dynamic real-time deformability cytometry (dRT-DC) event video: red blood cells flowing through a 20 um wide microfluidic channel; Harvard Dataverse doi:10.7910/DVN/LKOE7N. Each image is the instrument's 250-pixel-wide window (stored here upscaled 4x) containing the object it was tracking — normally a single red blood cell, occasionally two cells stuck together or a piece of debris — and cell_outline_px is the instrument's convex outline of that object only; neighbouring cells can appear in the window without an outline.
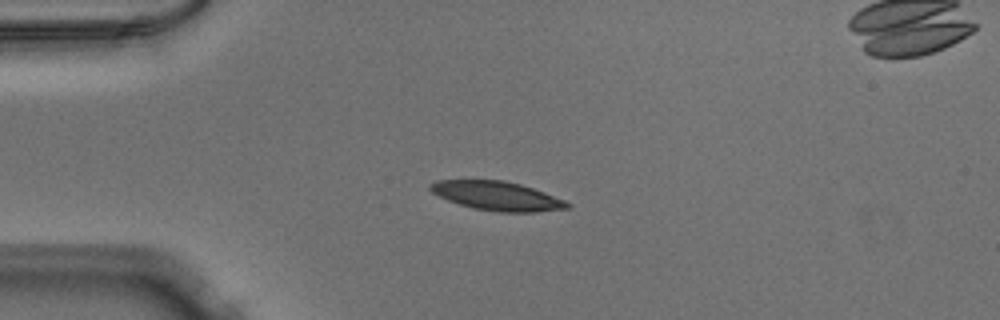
{"species": "Egyptian fruit bat (a non-hibernating species)", "species_latin": "Rousettus aegyptiacus", "temperature_condition": "warm", "stored_images_in_passage": 41, "camera_frame_rate_fps": 3000, "um_per_image_px": 0.085, "animal": {"sex": "male"}, "frame": {"image": 1, "passage_image": 1, "time_ms": 0.0, "image_size_px": [1000, 320], "cell_outline_px": [[572, 204], [568, 208], [536, 212], [500, 212], [472, 208], [448, 200], [432, 192], [428, 188], [428, 184], [436, 180], [504, 180], [520, 184], [544, 192], [564, 200]], "centroid_in_image_um": [42.23, 16.65], "position_along_channel_um": 42.8, "area_um2": 23.06}}
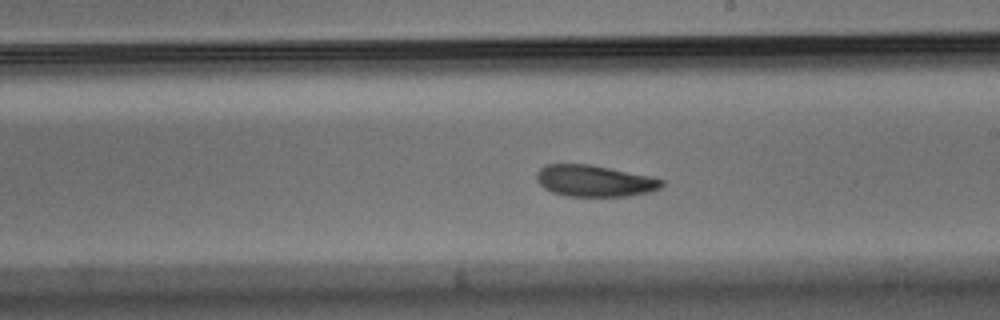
{"frame": {"image": 2, "passage_image": 18, "time_ms": 5.667, "image_size_px": [1000, 320], "cell_outline_px": [[664, 184], [660, 188], [652, 192], [628, 196], [564, 196], [552, 192], [544, 188], [536, 180], [536, 172], [544, 164], [592, 164], [652, 176], [664, 180]], "centroid_in_image_um": [50.55, 15.37], "position_along_channel_um": 238.5, "area_um2": 23.35}}
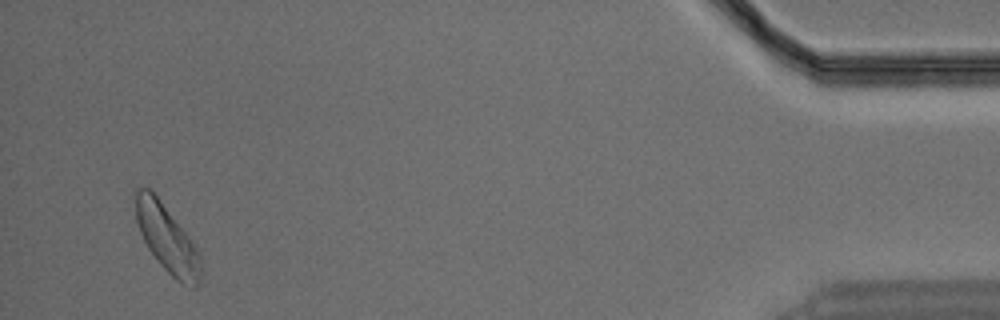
{"frame": {"image": 3, "passage_image": 38, "time_ms": 12.333, "image_size_px": [1000, 320], "cell_outline_px": [[200, 280], [196, 288], [192, 288], [180, 284], [160, 264], [148, 248], [140, 232], [136, 220], [132, 192], [140, 188], [148, 188], [156, 196], [192, 240], [200, 256]], "centroid_in_image_um": [14.17, 20.3], "position_along_channel_um": 421.0, "area_um2": 25.49}}